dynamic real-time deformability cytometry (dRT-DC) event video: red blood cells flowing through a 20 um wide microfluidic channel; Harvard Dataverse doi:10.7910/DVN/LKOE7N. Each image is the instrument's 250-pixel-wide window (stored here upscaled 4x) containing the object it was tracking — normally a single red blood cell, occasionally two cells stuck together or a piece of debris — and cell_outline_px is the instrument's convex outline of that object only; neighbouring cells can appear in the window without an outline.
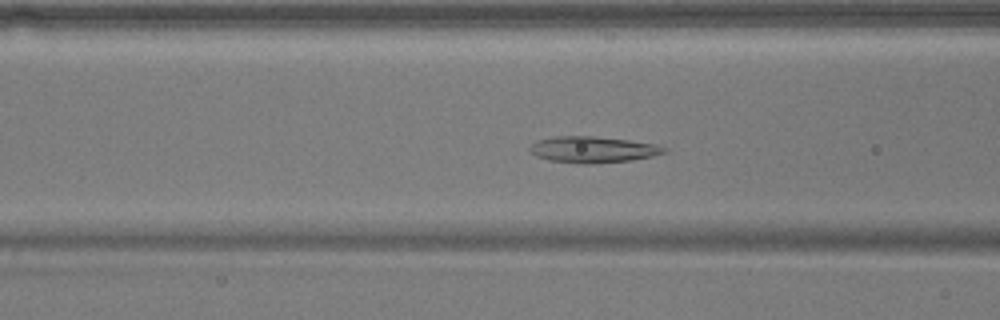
{"species": "common noctule bat (a hibernating species)", "species_latin": "Nyctalus noctula", "temperature_condition": "warm", "stored_images_in_passage": 40, "camera_frame_rate_fps": 3000, "um_per_image_px": 0.085, "animal": {"sex": "male", "body_mass_g": 17.9}, "frame": {"image": 1, "passage_image": 7, "time_ms": 2.0, "image_size_px": [1000, 320], "cell_outline_px": [[668, 152], [652, 156], [632, 160], [588, 164], [584, 164], [548, 160], [536, 156], [528, 148], [536, 140], [556, 136], [592, 136], [628, 140], [656, 144], [668, 148]], "centroid_in_image_um": [50.41, 12.71], "position_along_channel_um": 116.2, "area_um2": 20.58}}
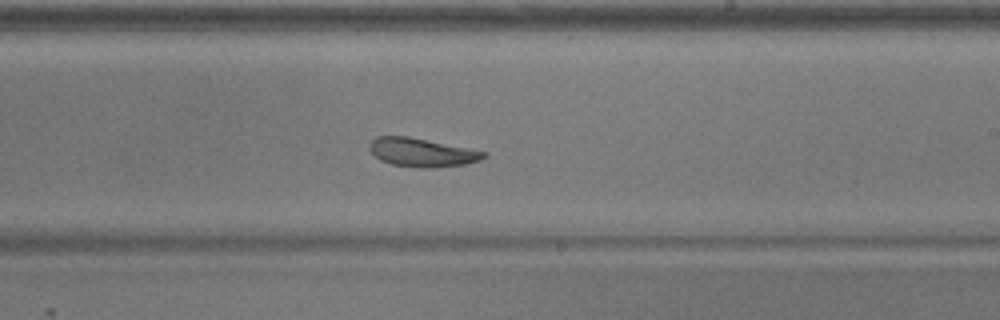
{"frame": {"image": 2, "passage_image": 18, "time_ms": 5.667, "image_size_px": [1000, 320], "cell_outline_px": [[488, 156], [480, 160], [464, 164], [428, 168], [420, 168], [392, 164], [380, 160], [368, 148], [368, 144], [376, 136], [408, 136], [488, 152]], "centroid_in_image_um": [35.85, 12.95], "position_along_channel_um": 253.1, "area_um2": 18.96}}
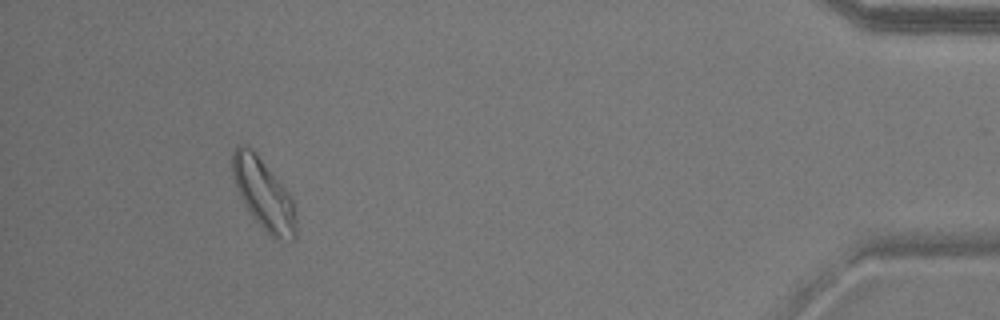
{"frame": {"image": 3, "passage_image": 36, "time_ms": 11.667, "image_size_px": [1000, 320], "cell_outline_px": [[296, 236], [292, 240], [280, 240], [272, 236], [252, 216], [244, 204], [236, 188], [232, 176], [232, 152], [236, 144], [244, 144], [252, 148], [256, 152], [292, 196], [296, 220]], "centroid_in_image_um": [22.39, 16.45], "position_along_channel_um": 412.8, "area_um2": 26.18}, "authors_computed_cell_mechanics": {"area_um2": 20.3745, "velocity_mm_per_s": 3.7437, "shape_relaxation_time_tau1_ms": 3.6899, "shape_relaxation_time_tau2_ms": 2.4394, "deformation_change_tau1": 0.1135, "deformation_change_tau2": 0.0835}}